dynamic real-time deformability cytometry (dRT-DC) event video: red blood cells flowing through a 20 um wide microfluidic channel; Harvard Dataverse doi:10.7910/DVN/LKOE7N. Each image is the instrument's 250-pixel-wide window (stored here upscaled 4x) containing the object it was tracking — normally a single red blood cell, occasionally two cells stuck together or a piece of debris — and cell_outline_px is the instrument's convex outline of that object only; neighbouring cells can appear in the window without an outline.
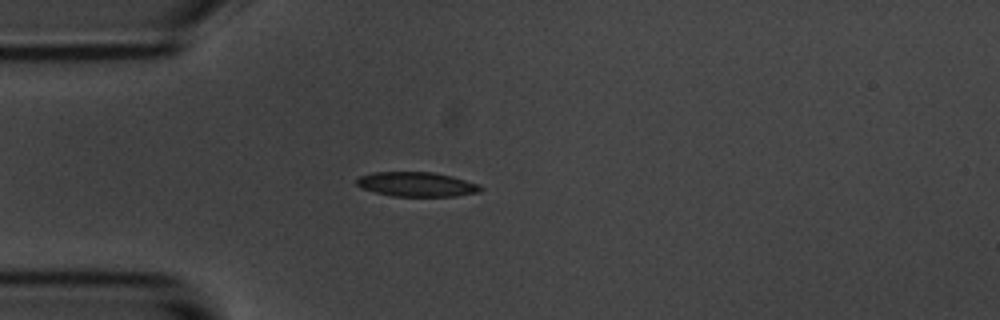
{"species": "common noctule bat (a hibernating species)", "species_latin": "Nyctalus noctula", "temperature_condition": "room temperature", "stored_images_in_passage": 41, "camera_frame_rate_fps": 3000, "um_per_image_px": 0.085, "animal": {"sex": "male", "body_mass_g": 20.1, "forearm_length_mm": 53.5}, "frame": {"image": 1, "passage_image": 1, "time_ms": 0.0, "image_size_px": [1000, 320], "cell_outline_px": [[484, 188], [480, 192], [456, 196], [392, 196], [360, 188], [356, 184], [356, 180], [360, 176], [372, 172], [432, 172], [452, 176], [480, 184]], "centroid_in_image_um": [35.44, 15.66], "position_along_channel_um": 49.6, "area_um2": 17.8}}
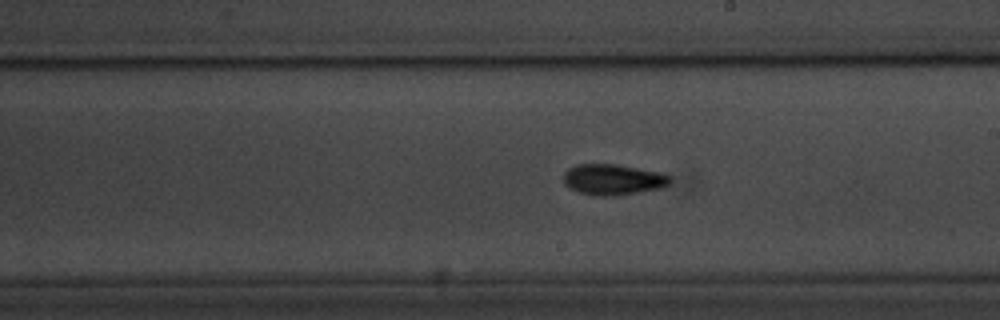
{"frame": {"image": 2, "passage_image": 17, "time_ms": 5.333, "image_size_px": [1000, 320], "cell_outline_px": [[672, 184], [660, 188], [640, 192], [616, 196], [592, 196], [568, 188], [564, 184], [564, 172], [568, 168], [576, 164], [616, 164], [660, 172], [672, 176]], "centroid_in_image_um": [52.12, 15.27], "position_along_channel_um": 236.9, "area_um2": 19.48}}
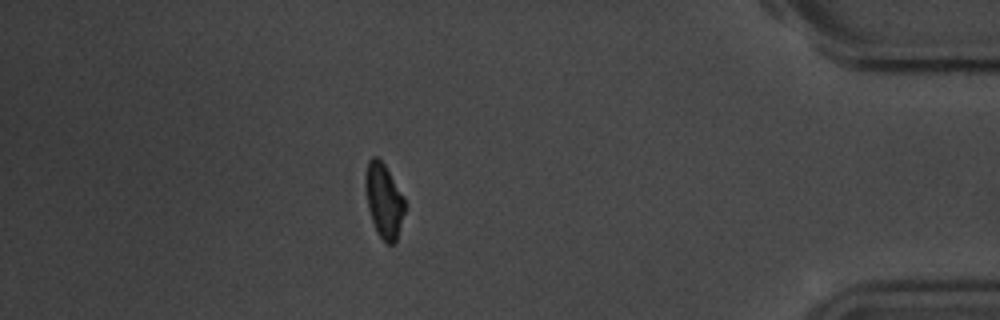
{"frame": {"image": 3, "passage_image": 34, "time_ms": 11.0, "image_size_px": [1000, 320], "cell_outline_px": [[408, 204], [396, 244], [388, 244], [380, 236], [372, 220], [368, 208], [364, 188], [364, 176], [368, 160], [372, 156], [376, 156], [384, 164], [404, 196]], "centroid_in_image_um": [32.66, 17.05], "position_along_channel_um": 402.5, "area_um2": 17.51}, "authors_computed_cell_mechanics": {"area_um2": 18.0336, "velocity_mm_per_s": 3.6928, "shape_relaxation_time_tau1_ms": 4.3026, "shape_relaxation_time_tau2_ms": 5.1233, "deformation_change_tau1": 0.1163, "deformation_change_tau2": 0.1129}}